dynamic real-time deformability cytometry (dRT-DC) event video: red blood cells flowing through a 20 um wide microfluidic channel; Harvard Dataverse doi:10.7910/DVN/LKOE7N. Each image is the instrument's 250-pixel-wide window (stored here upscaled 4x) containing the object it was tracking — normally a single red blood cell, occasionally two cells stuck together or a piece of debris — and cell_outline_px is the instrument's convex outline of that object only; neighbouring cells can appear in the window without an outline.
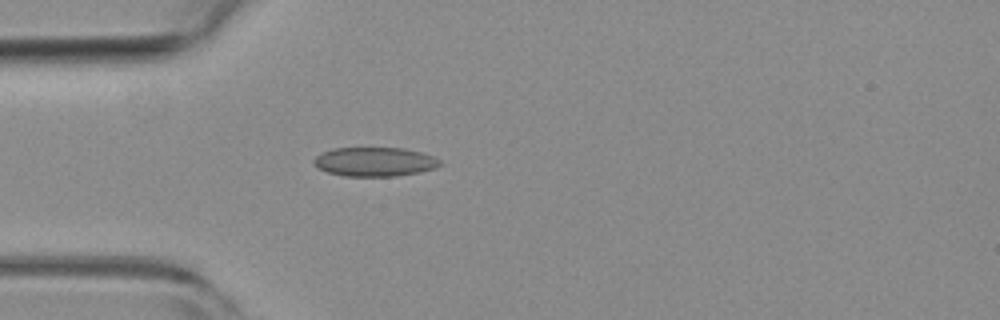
{"species": "common noctule bat (a hibernating species)", "species_latin": "Nyctalus noctula", "temperature_condition": "room temperature", "stored_images_in_passage": 5, "camera_frame_rate_fps": 3000, "um_per_image_px": 0.085, "animal": {"sex": "female", "body_mass_g": 19.3, "forearm_length_mm": 54.1}, "frame": {"image": 1, "passage_image": 1, "time_ms": 0.0, "image_size_px": [1000, 320], "cell_outline_px": [[444, 164], [436, 168], [420, 172], [396, 176], [344, 176], [328, 172], [316, 168], [312, 160], [316, 156], [332, 148], [404, 148], [420, 152], [432, 156], [440, 160]], "centroid_in_image_um": [31.85, 13.75], "position_along_channel_um": 53.1, "area_um2": 21.5}}